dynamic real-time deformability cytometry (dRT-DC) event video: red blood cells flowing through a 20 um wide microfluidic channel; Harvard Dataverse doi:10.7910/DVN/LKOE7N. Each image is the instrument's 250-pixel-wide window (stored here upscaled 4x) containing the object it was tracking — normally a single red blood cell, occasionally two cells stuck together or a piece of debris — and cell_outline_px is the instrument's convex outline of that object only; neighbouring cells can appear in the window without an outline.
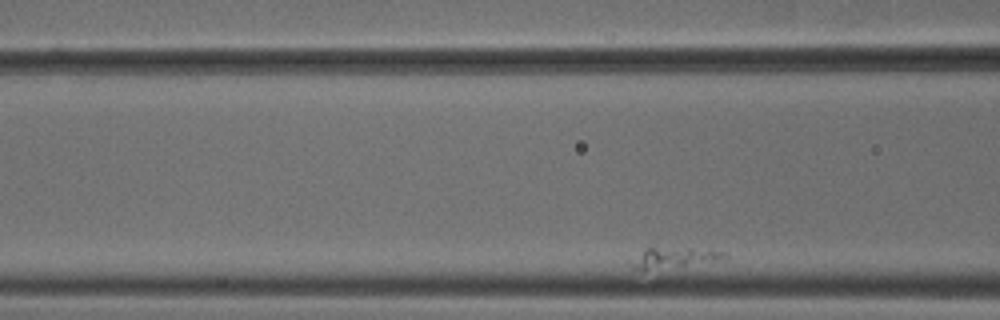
{"species": "common noctule bat (a hibernating species)", "species_latin": "Nyctalus noctula", "temperature_condition": "cold", "stored_images_in_passage": 47, "camera_frame_rate_fps": 3000, "um_per_image_px": 0.085, "animal": {"sex": "male", "body_mass_g": 18.8}, "frame": {"image": 1, "passage_image": 6, "time_ms": 1.667, "image_size_px": [1000, 320], "cell_outline_px": [[728, 260], [644, 268], [636, 268], [628, 260], [644, 248], [692, 248], [724, 252], [728, 256]], "centroid_in_image_um": [57.34, 21.85], "position_along_channel_um": 109.3, "area_um2": 10.46}}
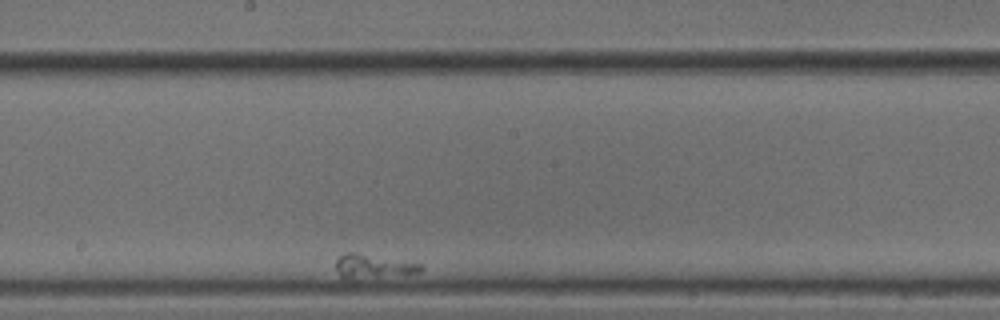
{"frame": {"image": 2, "passage_image": 21, "time_ms": 6.667, "image_size_px": [1000, 320], "cell_outline_px": [[424, 268], [420, 272], [352, 276], [340, 276], [336, 268], [336, 260], [340, 256], [348, 252], [356, 252], [424, 264]], "centroid_in_image_um": [31.74, 22.54], "position_along_channel_um": 216.5, "area_um2": 10.75}}